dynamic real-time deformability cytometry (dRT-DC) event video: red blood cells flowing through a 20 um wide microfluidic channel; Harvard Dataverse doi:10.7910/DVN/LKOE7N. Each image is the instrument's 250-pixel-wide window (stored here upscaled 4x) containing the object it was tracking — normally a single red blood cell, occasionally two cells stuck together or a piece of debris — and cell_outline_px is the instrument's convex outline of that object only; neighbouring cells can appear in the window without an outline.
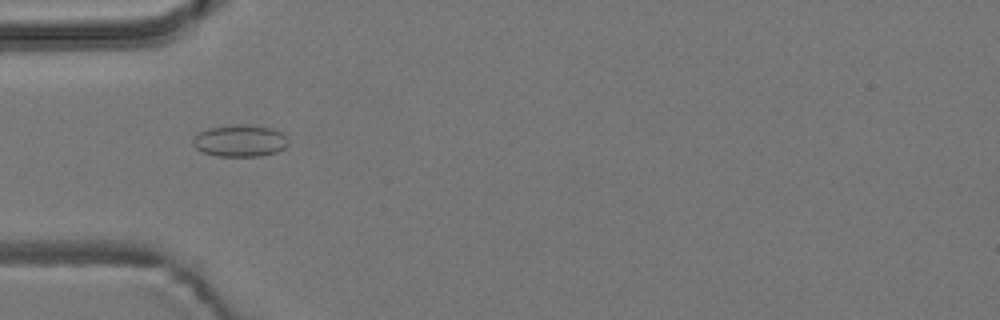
{"species": "common noctule bat (a hibernating species)", "species_latin": "Nyctalus noctula", "temperature_condition": "room temperature", "stored_images_in_passage": 6, "camera_frame_rate_fps": 3000, "um_per_image_px": 0.085, "animal": {"sex": "male", "body_mass_g": 19.2, "forearm_length_mm": 51.8}, "frame": {"image": 1, "passage_image": 2, "time_ms": 1.0, "image_size_px": [1000, 320], "cell_outline_px": [[288, 144], [284, 148], [276, 152], [260, 156], [216, 156], [204, 152], [196, 148], [192, 144], [192, 136], [196, 132], [208, 128], [232, 124], [240, 124], [272, 128], [280, 132], [288, 140]], "centroid_in_image_um": [20.34, 11.96], "position_along_channel_um": 64.7, "area_um2": 17.86}}
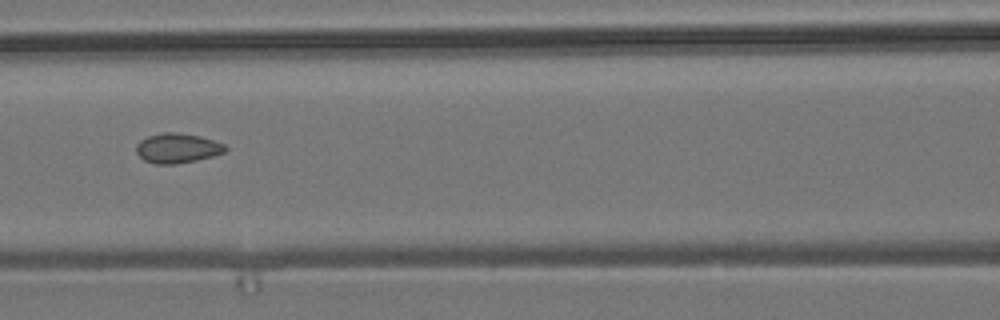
{"frame": {"image": 2, "passage_image": 4, "time_ms": 3.333, "image_size_px": [1000, 320], "cell_outline_px": [[228, 148], [224, 152], [212, 156], [196, 160], [176, 164], [156, 164], [144, 160], [136, 152], [136, 144], [140, 140], [148, 136], [164, 132], [176, 132], [200, 136], [224, 144]], "centroid_in_image_um": [15.06, 12.59], "position_along_channel_um": 151.5, "area_um2": 15.37}}
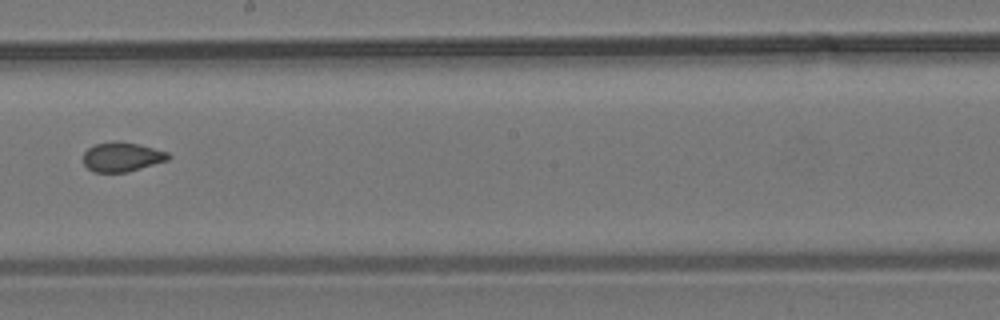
{"frame": {"image": 3, "passage_image": 6, "time_ms": 5.667, "image_size_px": [1000, 320], "cell_outline_px": [[172, 156], [168, 160], [128, 172], [92, 172], [84, 164], [84, 152], [88, 148], [96, 144], [116, 140], [140, 144], [168, 152]], "centroid_in_image_um": [10.38, 13.33], "position_along_channel_um": 237.8, "area_um2": 14.68}}